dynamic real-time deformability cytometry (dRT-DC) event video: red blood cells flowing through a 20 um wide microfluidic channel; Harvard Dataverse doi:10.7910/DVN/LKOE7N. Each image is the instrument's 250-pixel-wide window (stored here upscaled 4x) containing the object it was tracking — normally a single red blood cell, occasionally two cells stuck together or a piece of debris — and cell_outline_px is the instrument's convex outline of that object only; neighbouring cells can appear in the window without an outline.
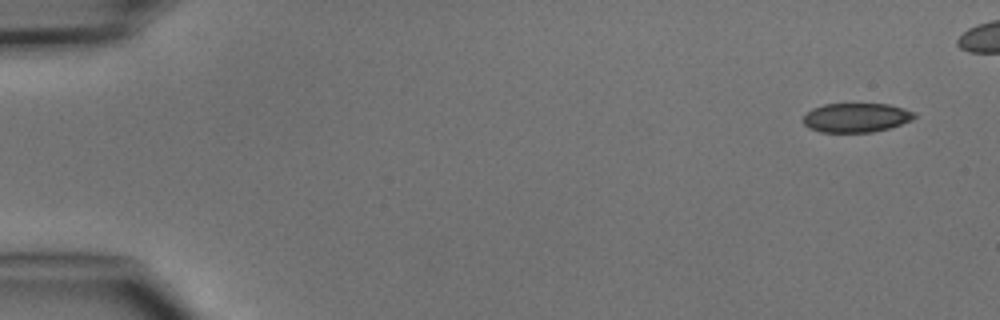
{"species": "common noctule bat (a hibernating species)", "species_latin": "Nyctalus noctula", "temperature_condition": "cold", "stored_images_in_passage": 4, "camera_frame_rate_fps": 3000, "um_per_image_px": 0.085, "animal": {"sex": "male", "body_mass_g": 15.6}, "frame": {"image": 1, "passage_image": 4, "time_ms": 4.333, "image_size_px": [1000, 320], "cell_outline_px": [[916, 116], [912, 120], [888, 128], [872, 132], [820, 132], [808, 128], [804, 124], [804, 116], [812, 108], [824, 104], [888, 104], [904, 108], [916, 112]], "centroid_in_image_um": [72.78, 9.99], "position_along_channel_um": 12.2, "area_um2": 18.9}}